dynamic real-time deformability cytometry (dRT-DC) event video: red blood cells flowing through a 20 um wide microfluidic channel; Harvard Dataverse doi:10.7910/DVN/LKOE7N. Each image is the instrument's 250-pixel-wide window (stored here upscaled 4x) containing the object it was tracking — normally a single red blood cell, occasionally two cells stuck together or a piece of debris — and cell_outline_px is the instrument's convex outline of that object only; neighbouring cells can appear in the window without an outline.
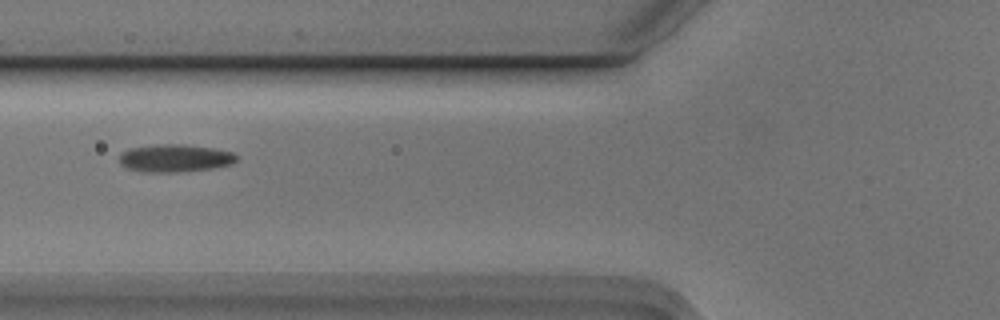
{"species": "Egyptian fruit bat (a non-hibernating species)", "species_latin": "Rousettus aegyptiacus", "temperature_condition": "cold", "stored_images_in_passage": 8, "camera_frame_rate_fps": 3000, "um_per_image_px": 0.085, "animal": {"sex": "male"}, "frame": {"image": 1, "passage_image": 6, "time_ms": 1.667, "image_size_px": [1000, 320], "cell_outline_px": [[236, 160], [232, 164], [212, 168], [176, 172], [140, 172], [128, 168], [120, 164], [120, 152], [128, 148], [156, 144], [184, 144], [212, 148], [232, 152], [236, 156]], "centroid_in_image_um": [14.82, 13.44], "position_along_channel_um": 111.0, "area_um2": 18.96}}
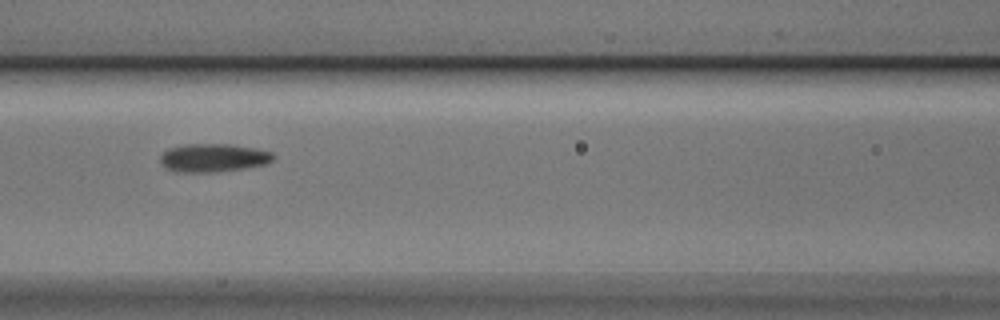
{"frame": {"image": 2, "passage_image": 7, "time_ms": 2.0, "image_size_px": [1000, 320], "cell_outline_px": [[276, 156], [272, 160], [264, 164], [244, 168], [212, 172], [172, 172], [164, 168], [160, 164], [160, 156], [168, 148], [184, 144], [228, 144], [256, 148], [272, 152]], "centroid_in_image_um": [18.08, 13.41], "position_along_channel_um": 148.5, "area_um2": 18.79}}
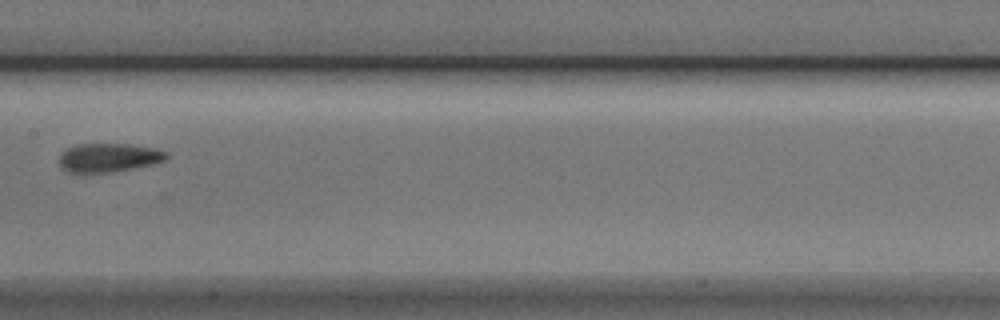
{"frame": {"image": 3, "passage_image": 8, "time_ms": 2.333, "image_size_px": [1000, 320], "cell_outline_px": [[168, 156], [164, 160], [152, 164], [112, 172], [68, 172], [60, 164], [60, 152], [76, 144], [128, 144], [156, 148], [164, 152]], "centroid_in_image_um": [9.22, 13.38], "position_along_channel_um": 198.2, "area_um2": 17.69}}